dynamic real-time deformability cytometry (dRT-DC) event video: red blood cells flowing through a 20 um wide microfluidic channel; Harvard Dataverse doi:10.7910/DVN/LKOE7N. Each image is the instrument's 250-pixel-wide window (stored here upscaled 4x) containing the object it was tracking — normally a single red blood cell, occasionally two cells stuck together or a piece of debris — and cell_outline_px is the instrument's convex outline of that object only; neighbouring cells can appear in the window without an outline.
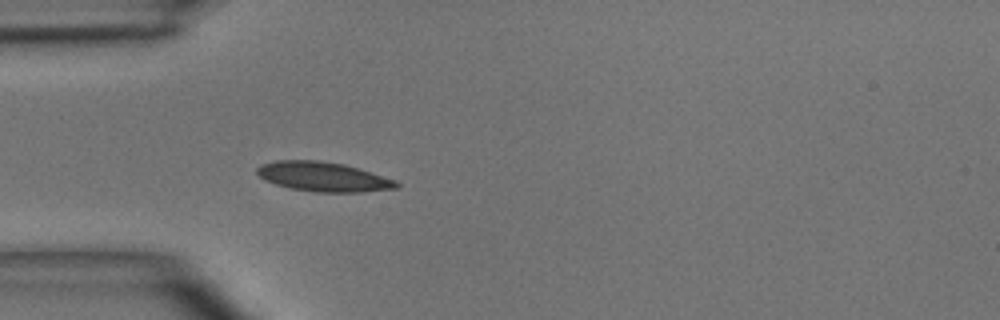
{"species": "common noctule bat (a hibernating species)", "species_latin": "Nyctalus noctula", "temperature_condition": "room temperature", "stored_images_in_passage": 3, "camera_frame_rate_fps": 3000, "um_per_image_px": 0.085, "animal": {"sex": "male", "body_mass_g": 15.6}, "frame": {"image": 1, "passage_image": 3, "time_ms": 3.333, "image_size_px": [1000, 320], "cell_outline_px": [[400, 188], [360, 192], [316, 192], [288, 188], [264, 180], [256, 172], [256, 168], [260, 164], [276, 160], [316, 160], [344, 164], [396, 180], [400, 184]], "centroid_in_image_um": [27.46, 15.02], "position_along_channel_um": 57.5, "area_um2": 24.04}}